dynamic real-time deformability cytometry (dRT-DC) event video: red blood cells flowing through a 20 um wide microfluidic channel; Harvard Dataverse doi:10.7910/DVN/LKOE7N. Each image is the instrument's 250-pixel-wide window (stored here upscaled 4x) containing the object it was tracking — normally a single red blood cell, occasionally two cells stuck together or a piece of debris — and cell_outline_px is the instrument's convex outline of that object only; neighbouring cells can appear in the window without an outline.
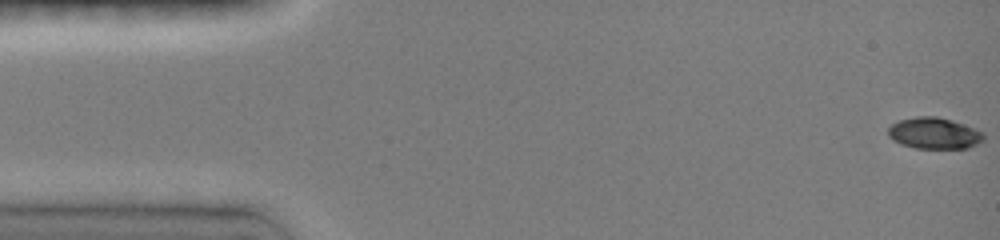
{"species": "common noctule bat (a hibernating species)", "species_latin": "Nyctalus noctula", "temperature_condition": "room temperature", "stored_images_in_passage": 48, "camera_frame_rate_fps": 3000, "um_per_image_px": 0.085, "animal": {"sex": "female", "body_mass_g": 19.0, "forearm_length_mm": 51.5}, "frame": {"image": 1, "passage_image": 1, "time_ms": 0.0, "image_size_px": [1000, 240], "cell_outline_px": [[984, 140], [968, 148], [916, 148], [900, 144], [892, 140], [888, 136], [888, 128], [892, 124], [900, 120], [916, 116], [936, 116], [952, 120], [972, 128], [980, 132], [984, 136]], "centroid_in_image_um": [79.35, 11.33], "position_along_channel_um": 5.6, "area_um2": 17.28}}
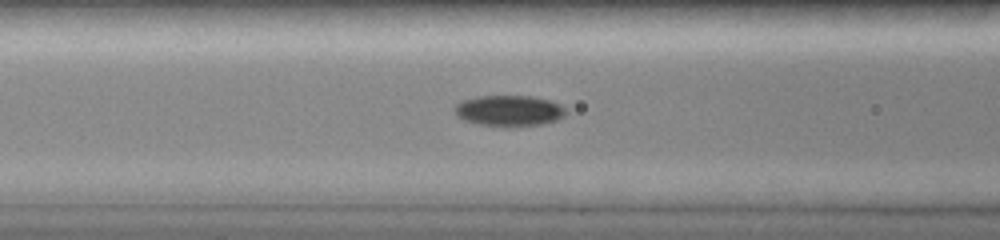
{"frame": {"image": 2, "passage_image": 29, "time_ms": 6.0, "image_size_px": [1000, 240], "cell_outline_px": [[564, 116], [556, 120], [544, 124], [480, 124], [464, 120], [456, 116], [456, 104], [460, 100], [476, 96], [532, 96], [548, 100], [560, 104], [564, 108]], "centroid_in_image_um": [43.24, 9.36], "position_along_channel_um": 123.4, "area_um2": 19.31}}
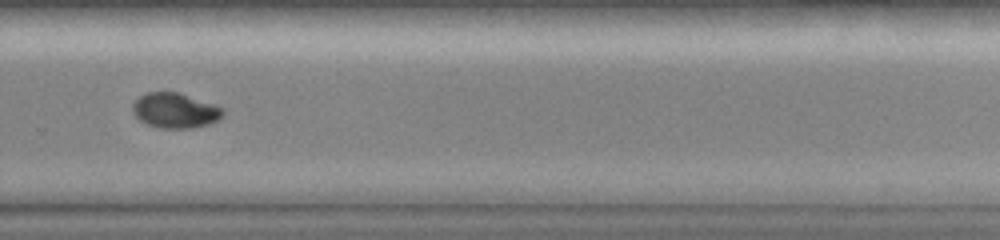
{"frame": {"image": 3, "passage_image": 48, "time_ms": 10.667, "image_size_px": [1000, 240], "cell_outline_px": [[224, 112], [216, 120], [208, 124], [192, 128], [164, 128], [148, 124], [140, 120], [132, 112], [132, 104], [140, 96], [148, 92], [180, 92], [216, 104], [224, 108]], "centroid_in_image_um": [14.9, 9.37], "position_along_channel_um": 314.9, "area_um2": 18.44}}